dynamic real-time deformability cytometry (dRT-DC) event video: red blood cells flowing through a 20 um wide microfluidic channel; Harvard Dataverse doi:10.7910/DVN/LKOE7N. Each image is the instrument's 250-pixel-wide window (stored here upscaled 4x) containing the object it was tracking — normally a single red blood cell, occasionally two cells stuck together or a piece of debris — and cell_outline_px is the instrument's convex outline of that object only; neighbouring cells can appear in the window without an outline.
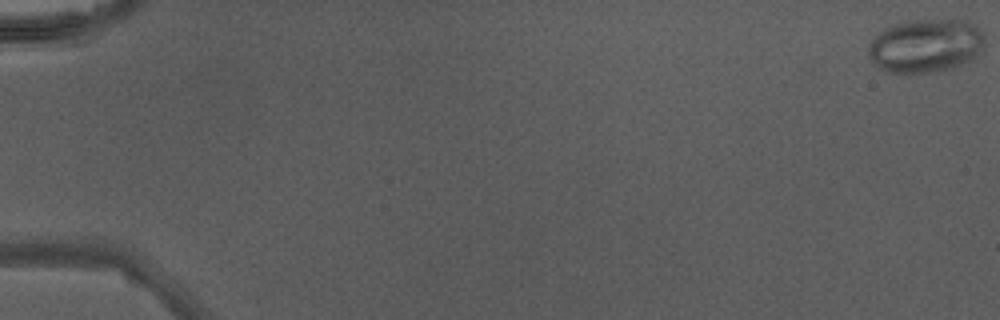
{"species": "Egyptian fruit bat (a non-hibernating species)", "species_latin": "Rousettus aegyptiacus", "temperature_condition": "warm", "stored_images_in_passage": 48, "camera_frame_rate_fps": 3000, "um_per_image_px": 0.085, "animal": {"sex": "male"}, "frame": {"image": 1, "passage_image": 1, "time_ms": 0.0, "image_size_px": [1000, 320], "cell_outline_px": [[984, 44], [980, 52], [972, 60], [952, 68], [932, 72], [904, 76], [888, 72], [880, 68], [868, 56], [868, 44], [884, 28], [896, 24], [912, 20], [968, 20], [976, 24], [980, 28], [984, 36]], "centroid_in_image_um": [78.69, 3.91], "position_along_channel_um": 6.3, "area_um2": 36.93}}
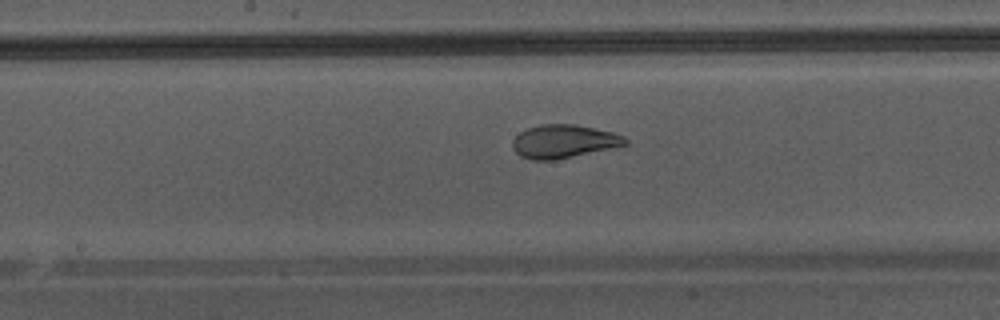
{"frame": {"image": 2, "passage_image": 27, "time_ms": 8.667, "image_size_px": [1000, 320], "cell_outline_px": [[628, 144], [552, 160], [532, 160], [520, 156], [512, 148], [512, 140], [520, 132], [528, 128], [540, 124], [576, 124], [612, 132], [624, 136], [628, 140]], "centroid_in_image_um": [47.88, 12.0], "position_along_channel_um": 200.3, "area_um2": 21.62}}
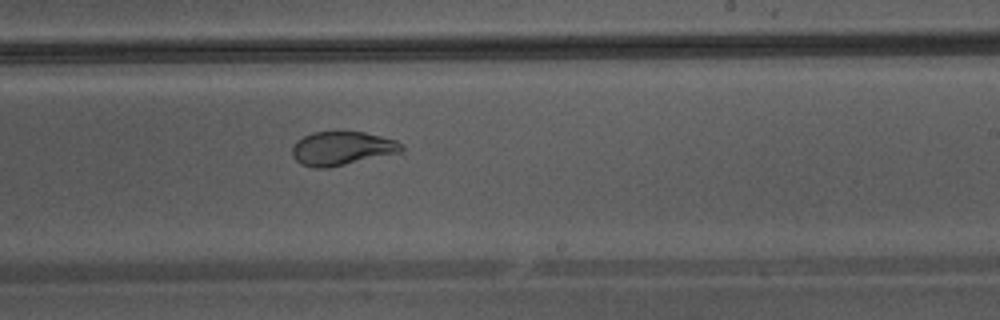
{"frame": {"image": 3, "passage_image": 31, "time_ms": 10.0, "image_size_px": [1000, 320], "cell_outline_px": [[404, 148], [400, 152], [328, 168], [316, 168], [300, 164], [292, 156], [292, 148], [296, 140], [312, 132], [364, 132], [396, 140], [404, 144]], "centroid_in_image_um": [29.05, 12.61], "position_along_channel_um": 260.0, "area_um2": 21.44}}